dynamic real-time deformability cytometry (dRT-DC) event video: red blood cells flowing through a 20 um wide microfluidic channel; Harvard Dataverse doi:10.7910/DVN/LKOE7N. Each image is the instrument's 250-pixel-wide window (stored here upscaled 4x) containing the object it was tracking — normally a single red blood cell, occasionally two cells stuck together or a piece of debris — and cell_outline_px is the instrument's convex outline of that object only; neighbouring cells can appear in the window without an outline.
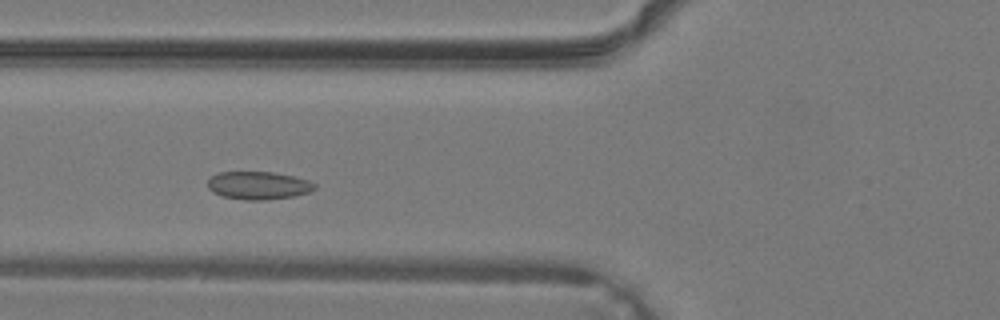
{"species": "common noctule bat (a hibernating species)", "species_latin": "Nyctalus noctula", "temperature_condition": "warm", "stored_images_in_passage": 33, "camera_frame_rate_fps": 3000, "um_per_image_px": 0.085, "animal": {"sex": "male", "body_mass_g": 19.2, "forearm_length_mm": 51.8}, "frame": {"image": 1, "passage_image": 9, "time_ms": 2.667, "image_size_px": [1000, 320], "cell_outline_px": [[316, 188], [308, 192], [292, 196], [268, 200], [244, 200], [224, 196], [212, 192], [208, 188], [208, 180], [212, 176], [220, 172], [272, 172], [292, 176], [308, 180], [316, 184]], "centroid_in_image_um": [21.95, 15.76], "position_along_channel_um": 103.8, "area_um2": 17.28}}
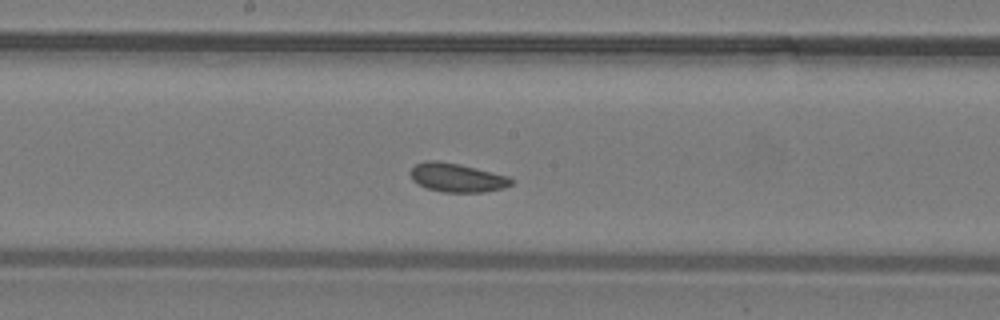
{"frame": {"image": 2, "passage_image": 15, "time_ms": 4.667, "image_size_px": [1000, 320], "cell_outline_px": [[512, 184], [504, 188], [484, 192], [444, 192], [428, 188], [412, 180], [412, 168], [416, 164], [424, 160], [436, 160], [460, 164], [508, 176], [512, 180]], "centroid_in_image_um": [38.86, 15.09], "position_along_channel_um": 209.3, "area_um2": 16.7}}
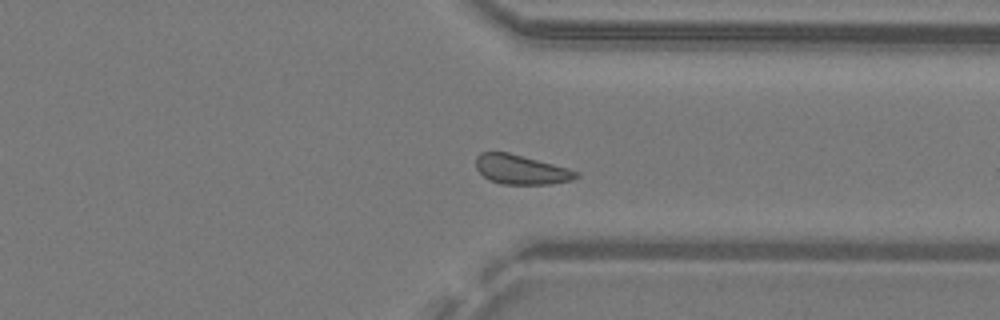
{"frame": {"image": 3, "passage_image": 24, "time_ms": 7.667, "image_size_px": [1000, 320], "cell_outline_px": [[580, 176], [572, 180], [548, 184], [500, 184], [488, 180], [476, 168], [476, 156], [480, 152], [508, 152], [568, 168], [580, 172]], "centroid_in_image_um": [44.28, 14.42], "position_along_channel_um": 367.1, "area_um2": 17.22}}